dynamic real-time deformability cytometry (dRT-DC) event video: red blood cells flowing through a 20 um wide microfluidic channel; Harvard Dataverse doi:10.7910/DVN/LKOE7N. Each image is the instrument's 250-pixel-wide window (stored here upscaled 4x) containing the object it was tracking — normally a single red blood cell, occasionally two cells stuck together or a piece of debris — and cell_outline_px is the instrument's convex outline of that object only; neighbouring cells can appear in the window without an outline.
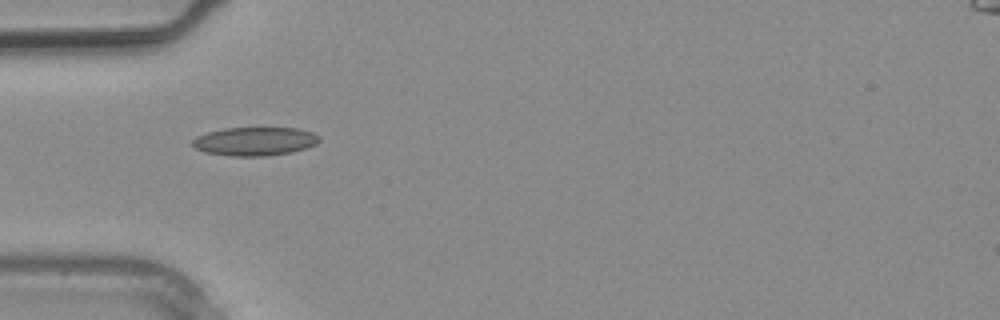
{"species": "common noctule bat (a hibernating species)", "species_latin": "Nyctalus noctula", "temperature_condition": "warm", "stored_images_in_passage": 1, "camera_frame_rate_fps": 3000, "um_per_image_px": 0.085, "animal": {"sex": "male", "body_mass_g": 20.4}, "frame": {"image": 1, "passage_image": 1, "time_ms": 0.0, "image_size_px": [1000, 320], "cell_outline_px": [[320, 140], [316, 144], [308, 148], [292, 152], [264, 156], [232, 156], [204, 152], [196, 148], [192, 144], [192, 140], [196, 136], [208, 132], [224, 128], [300, 128], [312, 132], [320, 136]], "centroid_in_image_um": [21.69, 12.01], "position_along_channel_um": 63.3, "area_um2": 21.21}}